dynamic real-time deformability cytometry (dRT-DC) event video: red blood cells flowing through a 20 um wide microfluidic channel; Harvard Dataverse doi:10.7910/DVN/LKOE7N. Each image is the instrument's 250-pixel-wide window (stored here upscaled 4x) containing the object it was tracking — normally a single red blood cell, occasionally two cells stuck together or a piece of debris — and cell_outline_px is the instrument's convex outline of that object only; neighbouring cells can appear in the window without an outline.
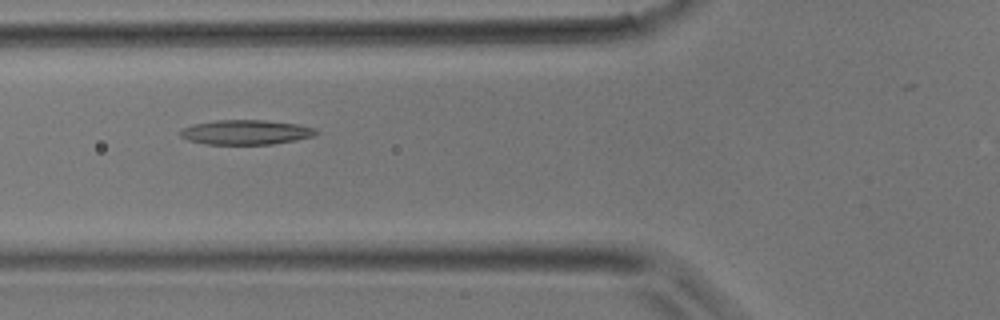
{"species": "common noctule bat (a hibernating species)", "species_latin": "Nyctalus noctula", "temperature_condition": "room temperature", "stored_images_in_passage": 11, "camera_frame_rate_fps": 3000, "um_per_image_px": 0.085, "animal": {"sex": "male", "body_mass_g": 17.9}, "frame": {"image": 1, "passage_image": 4, "time_ms": 1.0, "image_size_px": [1000, 320], "cell_outline_px": [[320, 132], [312, 136], [296, 140], [272, 144], [204, 144], [188, 140], [180, 136], [180, 132], [184, 128], [192, 124], [216, 120], [264, 120], [296, 124], [312, 128]], "centroid_in_image_um": [20.87, 11.24], "position_along_channel_um": 104.9, "area_um2": 19.36}}
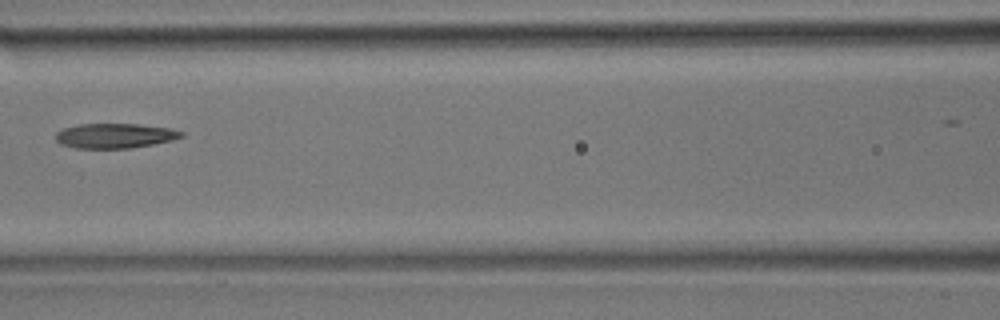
{"frame": {"image": 2, "passage_image": 7, "time_ms": 2.0, "image_size_px": [1000, 320], "cell_outline_px": [[184, 136], [172, 140], [152, 144], [128, 148], [76, 148], [60, 144], [56, 140], [56, 132], [64, 128], [80, 124], [136, 124], [172, 128], [184, 132]], "centroid_in_image_um": [9.77, 11.53], "position_along_channel_um": 156.8, "area_um2": 18.09}}